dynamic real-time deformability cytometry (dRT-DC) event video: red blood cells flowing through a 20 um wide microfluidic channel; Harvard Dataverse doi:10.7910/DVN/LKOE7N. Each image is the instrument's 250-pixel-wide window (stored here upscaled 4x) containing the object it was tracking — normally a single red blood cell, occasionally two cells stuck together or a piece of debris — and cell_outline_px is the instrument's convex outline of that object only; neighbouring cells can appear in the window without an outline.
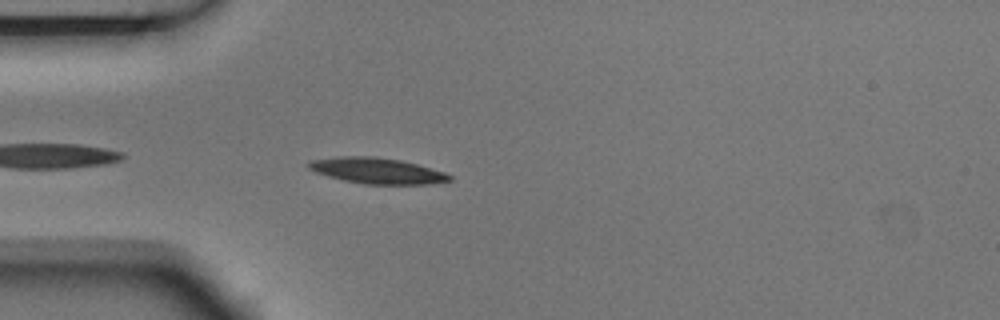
{"species": "Egyptian fruit bat (a non-hibernating species)", "species_latin": "Rousettus aegyptiacus", "temperature_condition": "room temperature", "stored_images_in_passage": 4, "camera_frame_rate_fps": 3000, "um_per_image_px": 0.085, "animal": {"sex": "male"}, "frame": {"image": 1, "passage_image": 4, "time_ms": 1.0, "image_size_px": [1000, 320], "cell_outline_px": [[452, 180], [432, 184], [364, 184], [344, 180], [328, 176], [316, 172], [308, 168], [308, 160], [336, 156], [376, 156], [400, 160], [416, 164], [444, 172], [452, 176]], "centroid_in_image_um": [32.03, 14.5], "position_along_channel_um": 53.0, "area_um2": 21.27}}